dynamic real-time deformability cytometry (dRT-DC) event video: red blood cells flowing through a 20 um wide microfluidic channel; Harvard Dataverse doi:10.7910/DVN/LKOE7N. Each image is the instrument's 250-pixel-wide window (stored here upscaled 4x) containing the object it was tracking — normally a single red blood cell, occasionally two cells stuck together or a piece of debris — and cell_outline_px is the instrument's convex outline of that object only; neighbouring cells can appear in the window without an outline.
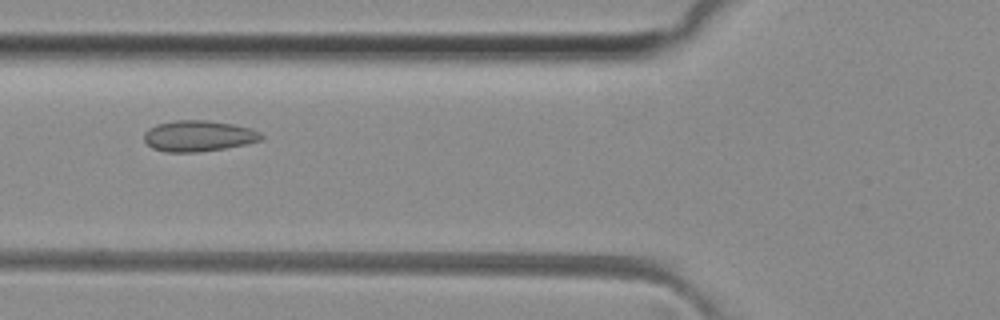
{"species": "common noctule bat (a hibernating species)", "species_latin": "Nyctalus noctula", "temperature_condition": "room temperature", "stored_images_in_passage": 31, "camera_frame_rate_fps": 3000, "um_per_image_px": 0.085, "animal": {"sex": "female", "body_mass_g": 29.2, "forearm_length_mm": 56.3}, "frame": {"image": 1, "passage_image": 6, "time_ms": 1.667, "image_size_px": [1000, 320], "cell_outline_px": [[264, 136], [260, 140], [244, 144], [224, 148], [200, 152], [168, 152], [152, 148], [144, 140], [144, 132], [148, 128], [156, 124], [176, 120], [208, 120], [232, 124], [252, 128], [260, 132]], "centroid_in_image_um": [16.85, 11.55], "position_along_channel_um": 108.9, "area_um2": 21.15}}
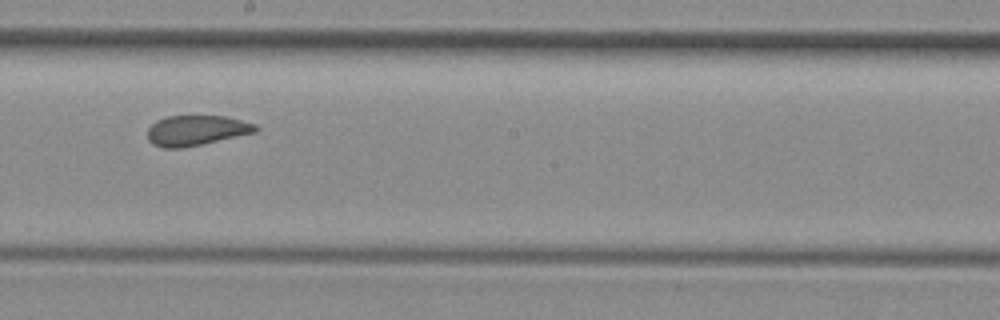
{"frame": {"image": 2, "passage_image": 15, "time_ms": 4.667, "image_size_px": [1000, 320], "cell_outline_px": [[260, 128], [256, 132], [204, 144], [184, 148], [164, 148], [152, 144], [148, 140], [148, 128], [156, 120], [168, 116], [224, 116], [256, 124]], "centroid_in_image_um": [16.68, 11.09], "position_along_channel_um": 231.5, "area_um2": 19.13}}
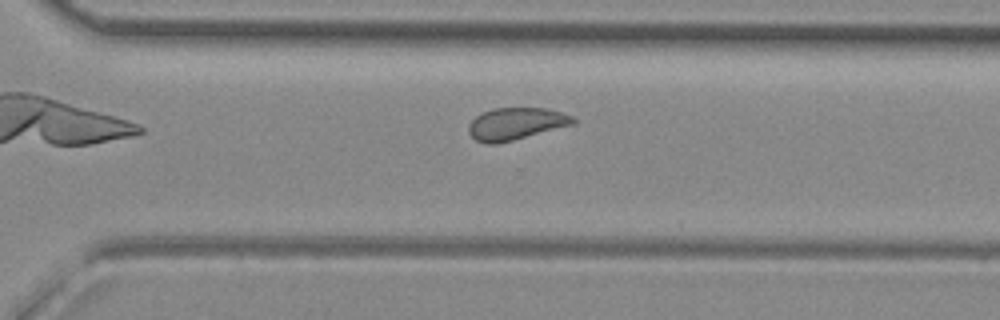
{"frame": {"image": 3, "passage_image": 22, "time_ms": 7.0, "image_size_px": [1000, 320], "cell_outline_px": [[576, 124], [496, 144], [484, 144], [476, 140], [468, 132], [468, 124], [476, 116], [492, 108], [544, 108], [560, 112], [572, 116], [576, 120]], "centroid_in_image_um": [43.84, 10.52], "position_along_channel_um": 326.8, "area_um2": 19.54}, "authors_computed_cell_mechanics": {"area_um2": 19.941, "velocity_mm_per_s": 4.0851, "shape_relaxation_time_tau1_ms": null, "shape_relaxation_time_tau2_ms": 1.0991, "deformation_change_tau1": null, "deformation_change_tau2": 0.0622}}